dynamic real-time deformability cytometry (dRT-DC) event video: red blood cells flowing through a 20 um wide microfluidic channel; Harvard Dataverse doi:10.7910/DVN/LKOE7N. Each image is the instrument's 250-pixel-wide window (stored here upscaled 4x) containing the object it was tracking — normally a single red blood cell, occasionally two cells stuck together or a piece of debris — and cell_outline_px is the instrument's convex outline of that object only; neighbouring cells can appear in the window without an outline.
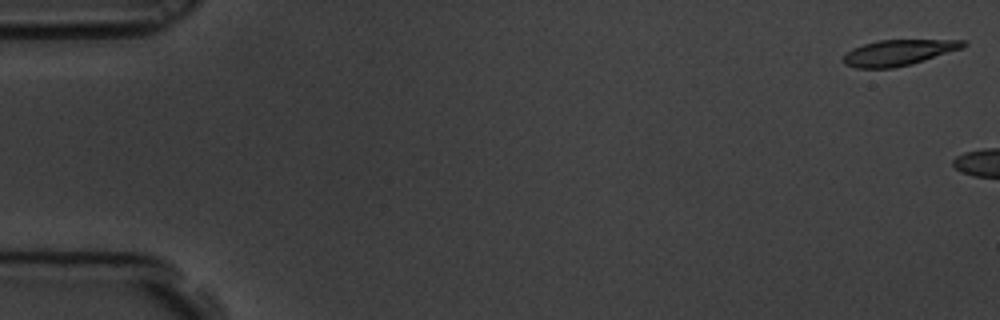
{"species": "common noctule bat (a hibernating species)", "species_latin": "Nyctalus noctula", "temperature_condition": "room temperature", "stored_images_in_passage": 6, "camera_frame_rate_fps": 3000, "um_per_image_px": 0.085, "animal": {"sex": "male", "body_mass_g": 19.5, "forearm_length_mm": 54.6}, "frame": {"image": 1, "passage_image": 1, "time_ms": 0.0, "image_size_px": [1000, 320], "cell_outline_px": [[968, 44], [964, 48], [912, 64], [892, 68], [856, 68], [844, 64], [844, 56], [852, 48], [864, 44], [880, 40], [968, 40]], "centroid_in_image_um": [76.43, 4.47], "position_along_channel_um": 8.6, "area_um2": 18.03}}